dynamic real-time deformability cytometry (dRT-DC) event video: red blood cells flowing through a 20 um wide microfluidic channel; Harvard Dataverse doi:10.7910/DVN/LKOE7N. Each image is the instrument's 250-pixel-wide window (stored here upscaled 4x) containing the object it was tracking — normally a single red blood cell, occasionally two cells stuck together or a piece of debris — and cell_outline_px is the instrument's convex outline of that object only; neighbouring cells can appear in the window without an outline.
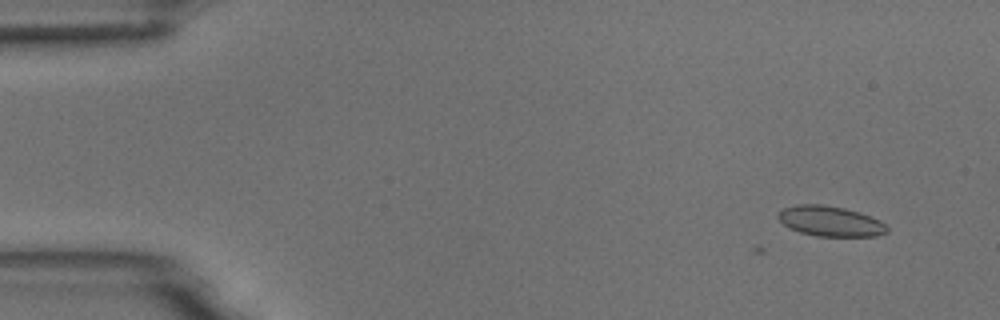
{"species": "common noctule bat (a hibernating species)", "species_latin": "Nyctalus noctula", "temperature_condition": "room temperature", "stored_images_in_passage": 4, "camera_frame_rate_fps": 3000, "um_per_image_px": 0.085, "animal": {"sex": "male", "body_mass_g": 18.8}, "frame": {"image": 1, "passage_image": 2, "time_ms": 0.333, "image_size_px": [1000, 320], "cell_outline_px": [[888, 232], [876, 236], [816, 236], [800, 232], [788, 228], [776, 216], [784, 208], [796, 204], [824, 204], [844, 208], [860, 212], [880, 220], [888, 228]], "centroid_in_image_um": [70.57, 18.8], "position_along_channel_um": 14.4, "area_um2": 19.25}}